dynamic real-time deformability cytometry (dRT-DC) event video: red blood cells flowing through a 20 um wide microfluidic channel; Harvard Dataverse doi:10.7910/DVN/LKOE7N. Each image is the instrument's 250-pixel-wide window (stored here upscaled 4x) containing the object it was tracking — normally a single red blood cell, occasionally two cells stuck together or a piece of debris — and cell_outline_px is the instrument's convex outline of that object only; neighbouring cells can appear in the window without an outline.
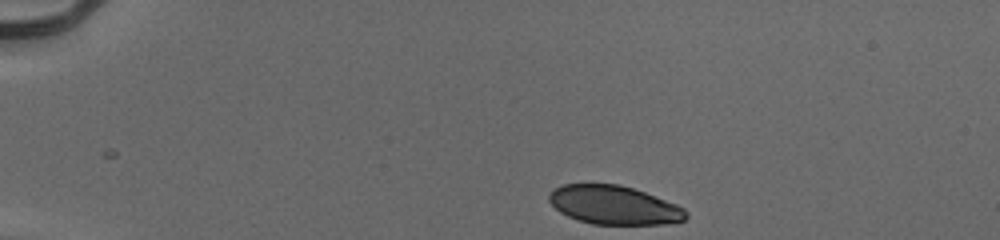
{"species": "human", "species_latin": "Homo sapiens", "temperature_condition": "cold", "stored_images_in_passage": 37, "camera_frame_rate_fps": 3000, "um_per_image_px": 0.085, "donor": {"sex": "male"}, "frame": {"image": 1, "passage_image": 1, "time_ms": 0.0, "image_size_px": [1000, 240], "cell_outline_px": [[688, 216], [684, 220], [668, 224], [592, 224], [568, 216], [560, 212], [548, 200], [548, 192], [564, 184], [620, 184], [644, 192], [676, 204], [684, 208], [688, 212]], "centroid_in_image_um": [52.2, 17.43], "position_along_channel_um": 32.8, "area_um2": 30.81}}
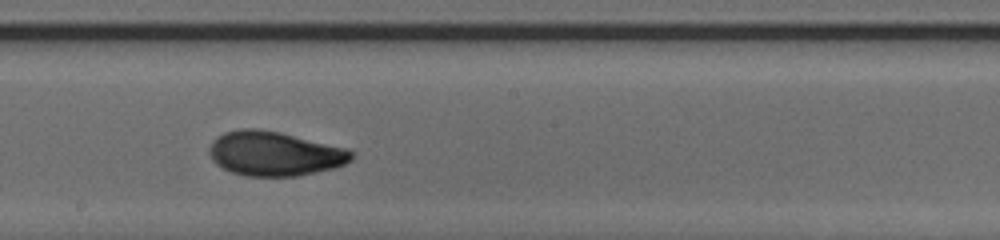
{"frame": {"image": 2, "passage_image": 22, "time_ms": 7.0, "image_size_px": [1000, 240], "cell_outline_px": [[352, 160], [344, 164], [332, 168], [296, 176], [244, 176], [232, 172], [216, 164], [212, 160], [208, 148], [212, 140], [216, 136], [224, 132], [240, 128], [256, 128], [280, 132], [348, 148], [352, 152]], "centroid_in_image_um": [23.3, 13.04], "position_along_channel_um": 224.9, "area_um2": 36.88}}
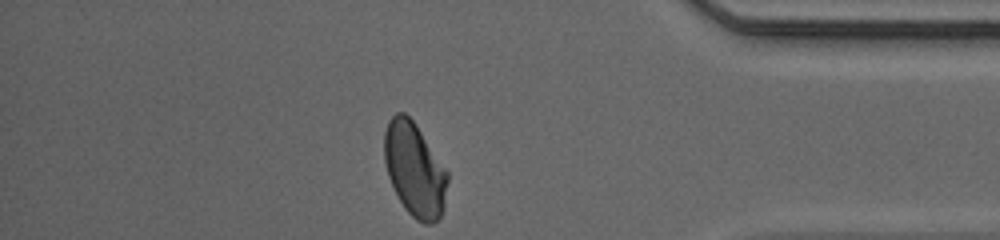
{"frame": {"image": 3, "passage_image": 37, "time_ms": 12.0, "image_size_px": [1000, 240], "cell_outline_px": [[448, 180], [444, 208], [440, 216], [432, 224], [424, 224], [416, 220], [404, 208], [388, 176], [384, 160], [384, 132], [388, 120], [396, 112], [404, 112], [416, 124], [448, 172]], "centroid_in_image_um": [35.24, 14.41], "position_along_channel_um": 400.0, "area_um2": 34.56}, "authors_computed_cell_mechanics": {"area_um2": 35.2002, "velocity_mm_per_s": 3.9474, "shape_relaxation_time_tau1_ms": 4.0519, "shape_relaxation_time_tau2_ms": 1.0736, "deformation_change_tau1": 0.152, "deformation_change_tau2": 0.0384}}